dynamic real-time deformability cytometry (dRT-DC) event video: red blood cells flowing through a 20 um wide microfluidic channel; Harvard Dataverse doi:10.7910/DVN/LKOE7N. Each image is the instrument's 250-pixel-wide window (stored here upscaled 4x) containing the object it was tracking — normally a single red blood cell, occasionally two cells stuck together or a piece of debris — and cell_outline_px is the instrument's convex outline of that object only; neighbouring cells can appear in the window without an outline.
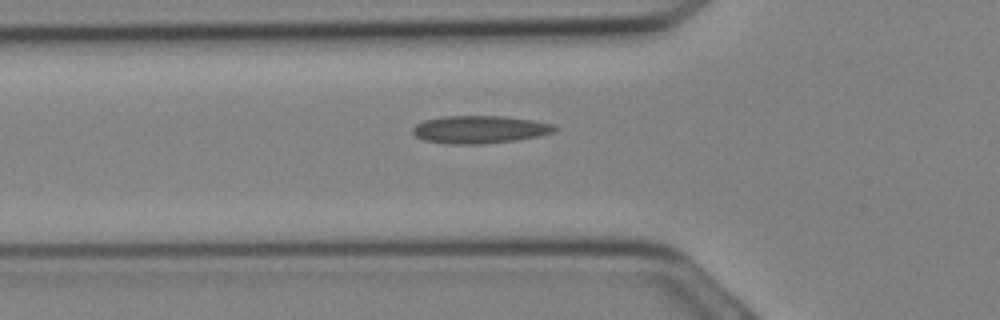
{"species": "Egyptian fruit bat (a non-hibernating species)", "species_latin": "Rousettus aegyptiacus", "temperature_condition": "cold", "stored_images_in_passage": 11, "camera_frame_rate_fps": 3000, "um_per_image_px": 0.085, "animal": {"sex": "female"}, "frame": {"image": 1, "passage_image": 3, "time_ms": 0.667, "image_size_px": [1000, 320], "cell_outline_px": [[560, 128], [552, 132], [536, 136], [516, 140], [484, 144], [448, 144], [424, 140], [416, 136], [412, 132], [412, 128], [416, 124], [424, 120], [444, 116], [500, 116], [532, 120], [552, 124]], "centroid_in_image_um": [40.74, 11.01], "position_along_channel_um": 85.1, "area_um2": 22.83}}
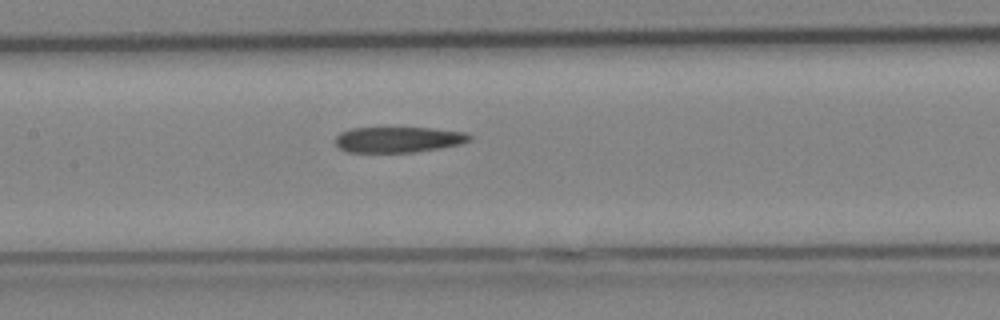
{"frame": {"image": 2, "passage_image": 7, "time_ms": 2.0, "image_size_px": [1000, 320], "cell_outline_px": [[472, 140], [464, 144], [440, 148], [412, 152], [348, 152], [340, 148], [336, 144], [336, 136], [340, 132], [352, 128], [428, 128], [464, 132], [472, 136]], "centroid_in_image_um": [33.89, 11.86], "position_along_channel_um": 173.5, "area_um2": 20.06}}
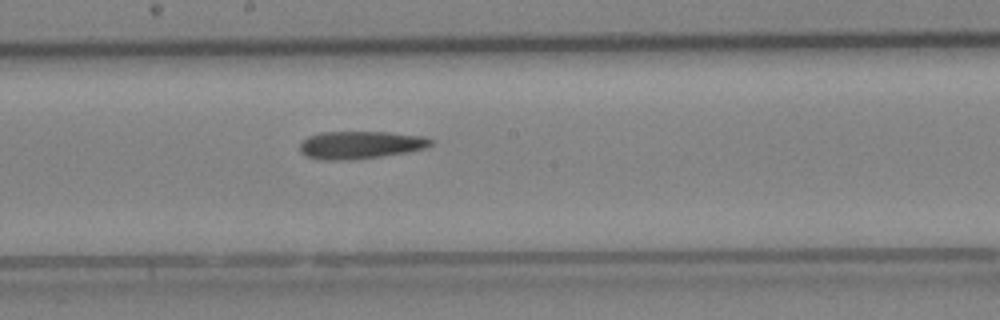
{"frame": {"image": 3, "passage_image": 9, "time_ms": 2.667, "image_size_px": [1000, 320], "cell_outline_px": [[432, 144], [424, 148], [408, 152], [380, 156], [348, 160], [320, 160], [304, 156], [300, 152], [300, 144], [308, 136], [320, 132], [388, 132], [424, 136], [432, 140]], "centroid_in_image_um": [30.59, 12.32], "position_along_channel_um": 217.6, "area_um2": 21.15}}